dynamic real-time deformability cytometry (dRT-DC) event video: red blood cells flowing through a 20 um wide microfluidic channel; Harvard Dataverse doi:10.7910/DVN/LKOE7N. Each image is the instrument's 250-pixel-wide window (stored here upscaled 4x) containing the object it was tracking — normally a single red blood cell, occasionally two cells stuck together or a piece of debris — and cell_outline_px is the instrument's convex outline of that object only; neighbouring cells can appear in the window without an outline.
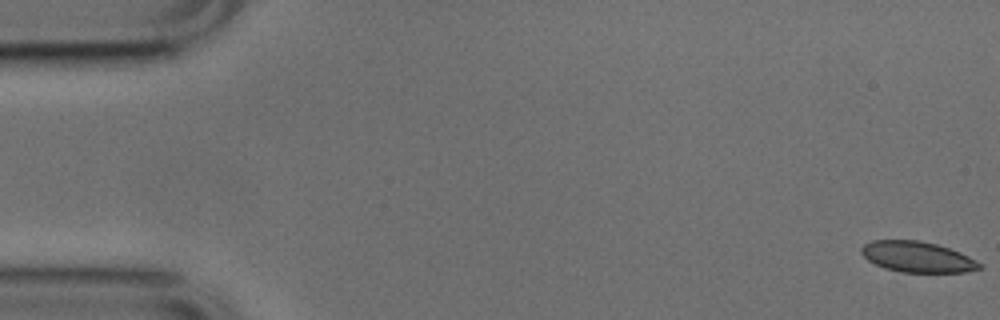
{"species": "common noctule bat (a hibernating species)", "species_latin": "Nyctalus noctula", "temperature_condition": "cold", "stored_images_in_passage": 52, "camera_frame_rate_fps": 3000, "um_per_image_px": 0.085, "animal": {"sex": "male", "body_mass_g": 17.9, "forearm_length_mm": 54.2}, "frame": {"image": 1, "passage_image": 1, "time_ms": 0.0, "image_size_px": [1000, 320], "cell_outline_px": [[984, 268], [964, 272], [900, 272], [884, 268], [868, 260], [860, 252], [860, 248], [864, 244], [872, 240], [920, 240], [936, 244], [960, 252], [984, 264]], "centroid_in_image_um": [77.99, 21.83], "position_along_channel_um": 7.0, "area_um2": 21.27}}
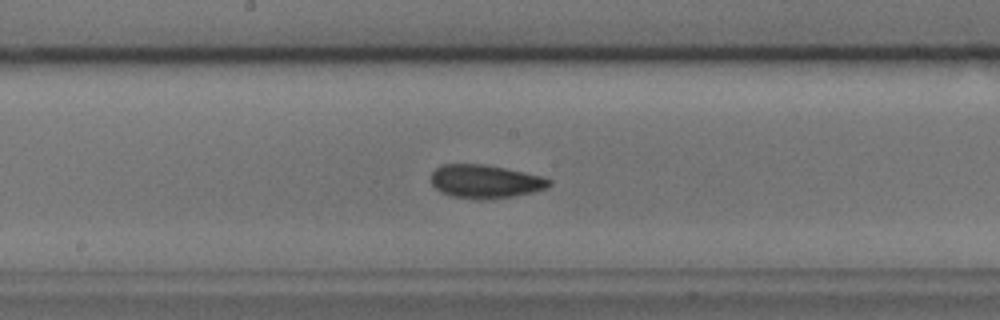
{"frame": {"image": 2, "passage_image": 27, "time_ms": 8.667, "image_size_px": [1000, 320], "cell_outline_px": [[552, 184], [548, 188], [532, 192], [512, 196], [484, 200], [472, 200], [452, 196], [440, 192], [432, 184], [432, 172], [440, 164], [484, 164], [524, 172], [540, 176], [552, 180]], "centroid_in_image_um": [41.24, 15.43], "position_along_channel_um": 207.0, "area_um2": 23.12}}
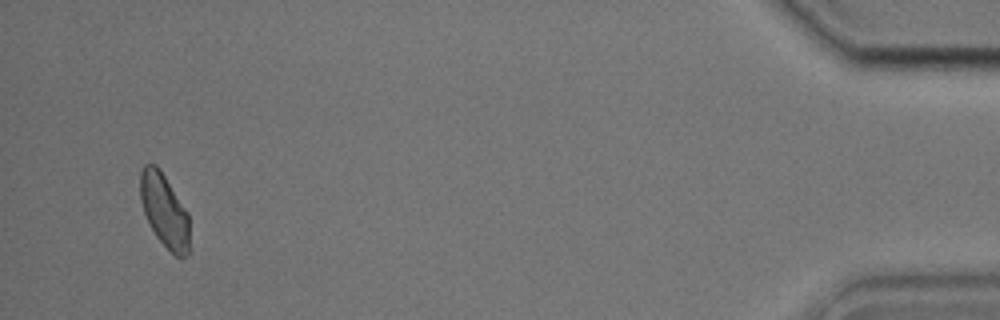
{"frame": {"image": 3, "passage_image": 50, "time_ms": 16.333, "image_size_px": [1000, 320], "cell_outline_px": [[188, 252], [184, 256], [176, 256], [156, 236], [144, 212], [140, 200], [140, 172], [144, 164], [156, 164], [160, 168], [188, 212]], "centroid_in_image_um": [13.95, 17.83], "position_along_channel_um": 421.2, "area_um2": 20.75}, "authors_computed_cell_mechanics": {"area_um2": 22.3686, "velocity_mm_per_s": 3.8382, "shape_relaxation_time_tau1_ms": 3.6879, "shape_relaxation_time_tau2_ms": 1.5747, "deformation_change_tau1": 0.0906, "deformation_change_tau2": 0.0636}}